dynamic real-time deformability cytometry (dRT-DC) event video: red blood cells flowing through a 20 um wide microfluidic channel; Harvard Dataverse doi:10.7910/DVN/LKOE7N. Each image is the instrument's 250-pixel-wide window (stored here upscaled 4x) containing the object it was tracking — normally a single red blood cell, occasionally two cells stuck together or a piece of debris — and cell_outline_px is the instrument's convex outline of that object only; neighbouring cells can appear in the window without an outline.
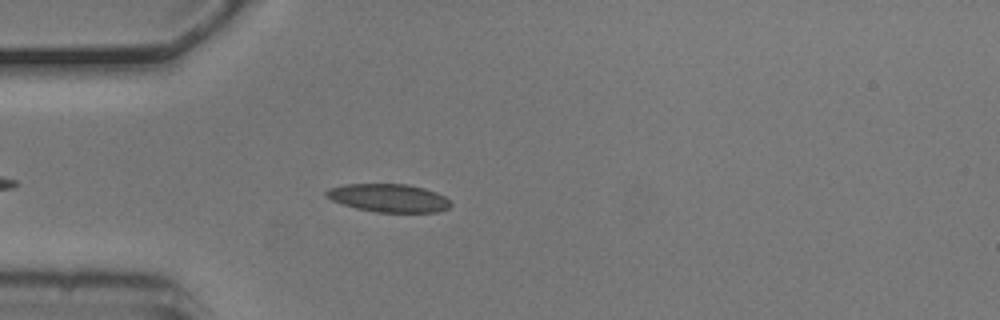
{"species": "common noctule bat (a hibernating species)", "species_latin": "Nyctalus noctula", "temperature_condition": "cold", "stored_images_in_passage": 42, "camera_frame_rate_fps": 3000, "um_per_image_px": 0.085, "animal": {"sex": "male", "body_mass_g": 20.5, "forearm_length_mm": 52.5}, "frame": {"image": 1, "passage_image": 6, "time_ms": 1.667, "image_size_px": [1000, 320], "cell_outline_px": [[452, 204], [448, 208], [436, 212], [376, 212], [356, 208], [332, 200], [324, 196], [324, 192], [328, 188], [344, 184], [408, 184], [424, 188], [436, 192], [444, 196]], "centroid_in_image_um": [33.01, 16.82], "position_along_channel_um": 52.0, "area_um2": 20.4}}
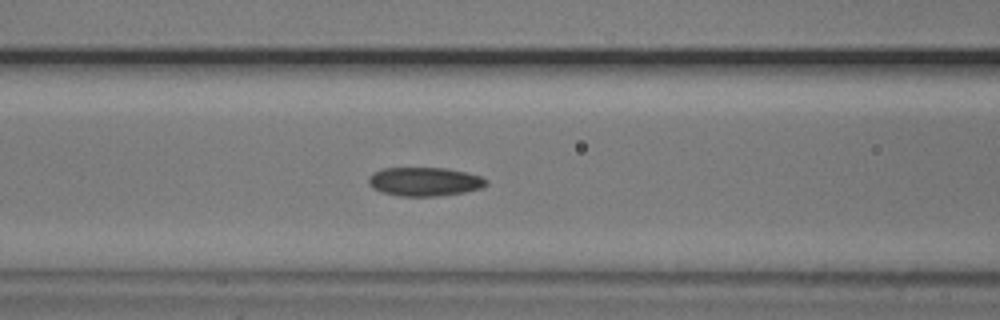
{"frame": {"image": 2, "passage_image": 13, "time_ms": 4.0, "image_size_px": [1000, 320], "cell_outline_px": [[488, 184], [480, 188], [464, 192], [436, 196], [400, 196], [384, 192], [372, 188], [368, 184], [368, 176], [372, 172], [384, 168], [444, 168], [464, 172], [480, 176], [488, 180]], "centroid_in_image_um": [36.05, 15.43], "position_along_channel_um": 130.5, "area_um2": 19.65}}
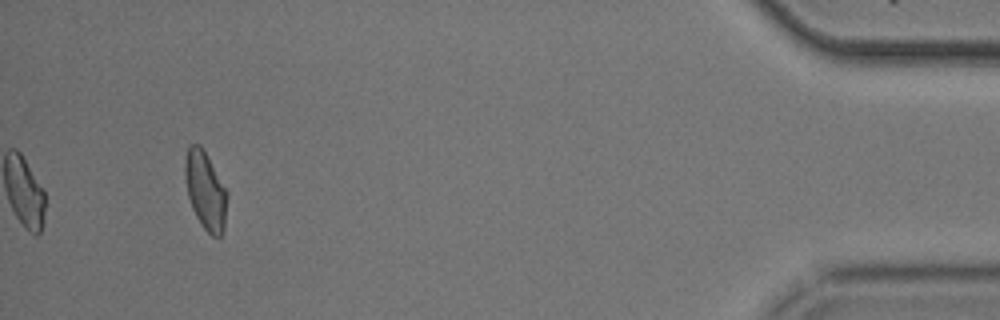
{"frame": {"image": 3, "passage_image": 42, "time_ms": 13.667, "image_size_px": [1000, 320], "cell_outline_px": [[228, 192], [224, 228], [220, 236], [212, 236], [200, 224], [192, 208], [188, 196], [184, 176], [184, 156], [188, 148], [192, 144], [200, 144]], "centroid_in_image_um": [17.44, 16.19], "position_along_channel_um": 417.8, "area_um2": 19.13}, "authors_computed_cell_mechanics": {"area_um2": 19.4497, "velocity_mm_per_s": 3.715, "shape_relaxation_time_tau1_ms": 7.9746, "shape_relaxation_time_tau2_ms": 3.4635, "deformation_change_tau1": 0.1418, "deformation_change_tau2": 0.0811}}